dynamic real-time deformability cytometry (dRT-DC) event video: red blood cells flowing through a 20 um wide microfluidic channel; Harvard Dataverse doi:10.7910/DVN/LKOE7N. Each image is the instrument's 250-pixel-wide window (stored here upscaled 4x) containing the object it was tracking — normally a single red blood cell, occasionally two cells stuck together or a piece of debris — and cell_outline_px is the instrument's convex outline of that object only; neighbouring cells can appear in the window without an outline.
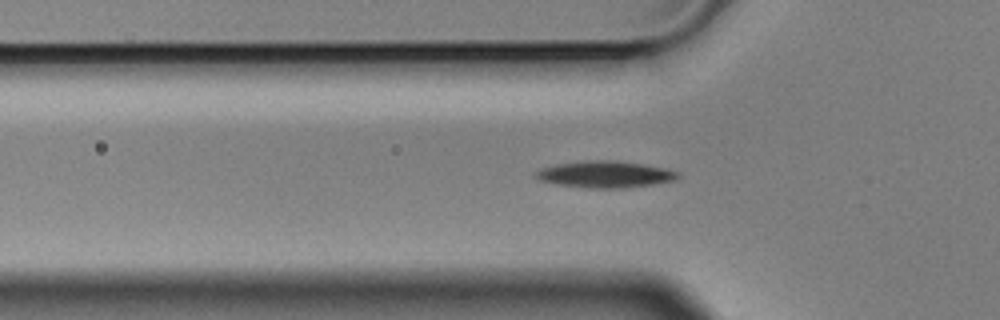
{"species": "Egyptian fruit bat (a non-hibernating species)", "species_latin": "Rousettus aegyptiacus", "temperature_condition": "cold", "stored_images_in_passage": 43, "segment_of_instrument_passage": [1, 2], "camera_frame_rate_fps": 3000, "um_per_image_px": 0.085, "animal": {"sex": "male"}, "frame": {"image": 1, "passage_image": 3, "time_ms": 0.667, "image_size_px": [1000, 320], "cell_outline_px": [[680, 176], [676, 180], [652, 184], [624, 188], [588, 188], [560, 184], [540, 180], [532, 176], [540, 168], [556, 164], [584, 160], [616, 160], [644, 164], [664, 168], [680, 172]], "centroid_in_image_um": [51.44, 14.81], "position_along_channel_um": 74.4, "area_um2": 22.14}}
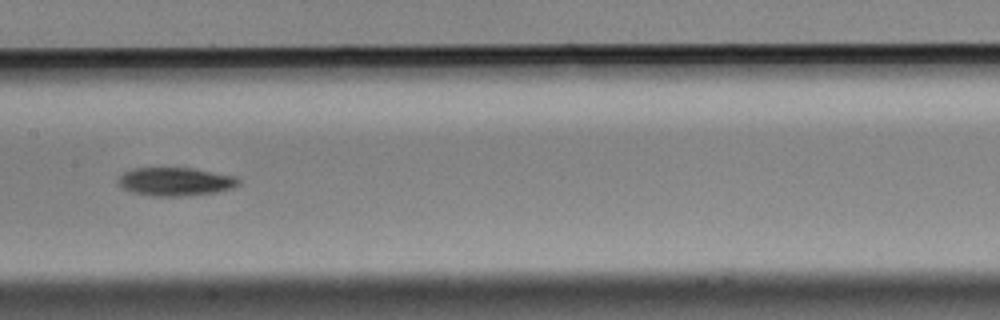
{"frame": {"image": 2, "passage_image": 13, "time_ms": 4.0, "image_size_px": [1000, 320], "cell_outline_px": [[240, 184], [232, 188], [216, 192], [184, 196], [152, 196], [132, 192], [124, 188], [116, 180], [124, 172], [132, 168], [192, 168], [236, 176], [240, 180]], "centroid_in_image_um": [14.92, 15.43], "position_along_channel_um": 192.5, "area_um2": 19.88}}
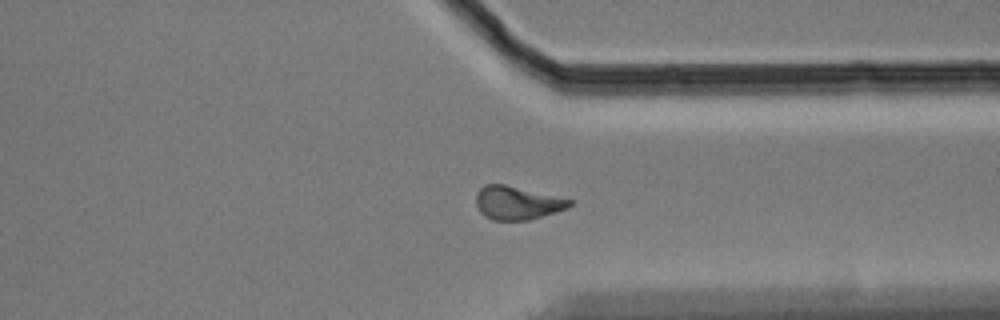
{"frame": {"image": 3, "passage_image": 28, "time_ms": 9.0, "image_size_px": [1000, 320], "cell_outline_px": [[576, 200], [568, 208], [556, 212], [528, 220], [492, 220], [484, 216], [480, 212], [476, 204], [476, 192], [484, 184], [504, 184]], "centroid_in_image_um": [43.97, 17.24], "position_along_channel_um": 367.4, "area_um2": 18.38}}